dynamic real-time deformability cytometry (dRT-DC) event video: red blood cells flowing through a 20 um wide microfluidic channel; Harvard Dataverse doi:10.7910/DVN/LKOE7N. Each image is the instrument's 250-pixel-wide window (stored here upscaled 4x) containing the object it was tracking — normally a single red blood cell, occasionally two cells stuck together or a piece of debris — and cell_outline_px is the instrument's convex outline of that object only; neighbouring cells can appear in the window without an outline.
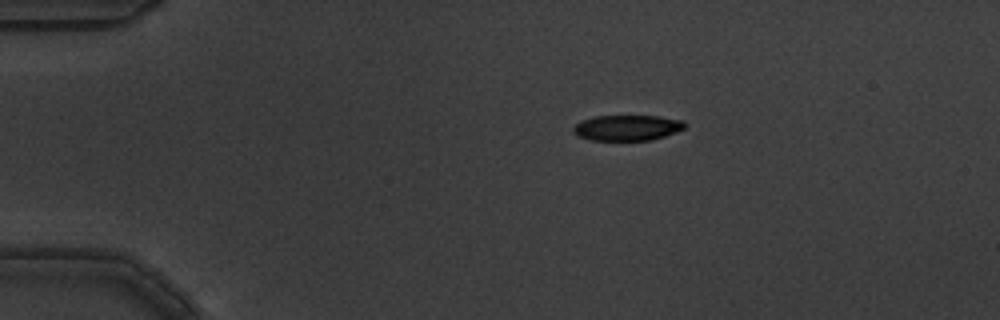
{"species": "common noctule bat (a hibernating species)", "species_latin": "Nyctalus noctula", "temperature_condition": "warm", "stored_images_in_passage": 3, "camera_frame_rate_fps": 3000, "um_per_image_px": 0.085, "animal": {"sex": "male", "body_mass_g": 19.5, "forearm_length_mm": 54.6}, "frame": {"image": 1, "passage_image": 2, "time_ms": 0.333, "image_size_px": [1000, 320], "cell_outline_px": [[684, 128], [664, 136], [648, 140], [592, 140], [580, 136], [572, 132], [572, 128], [580, 120], [592, 116], [660, 116], [684, 120]], "centroid_in_image_um": [53.27, 10.84], "position_along_channel_um": 31.7, "area_um2": 16.53}}